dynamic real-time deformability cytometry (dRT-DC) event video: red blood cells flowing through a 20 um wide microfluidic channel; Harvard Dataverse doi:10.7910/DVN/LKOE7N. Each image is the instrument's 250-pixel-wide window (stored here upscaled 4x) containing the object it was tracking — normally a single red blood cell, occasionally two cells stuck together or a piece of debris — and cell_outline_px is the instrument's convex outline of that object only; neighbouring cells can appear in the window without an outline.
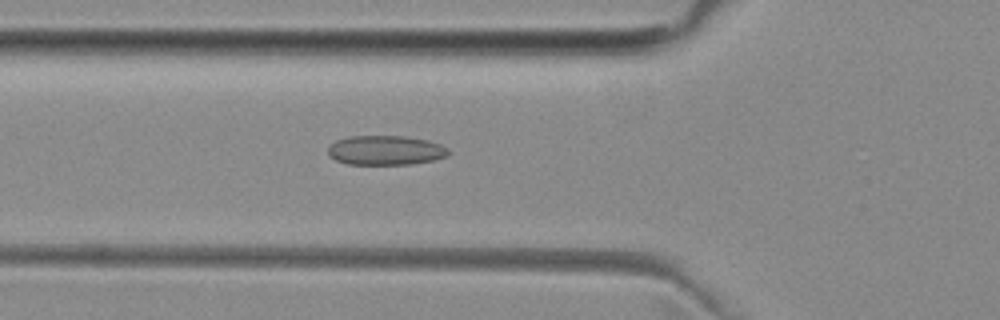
{"species": "common noctule bat (a hibernating species)", "species_latin": "Nyctalus noctula", "temperature_condition": "room temperature", "stored_images_in_passage": 44, "camera_frame_rate_fps": 3000, "um_per_image_px": 0.085, "animal": {"sex": "female", "body_mass_g": 29.2, "forearm_length_mm": 56.3}, "frame": {"image": 1, "passage_image": 11, "time_ms": 3.333, "image_size_px": [1000, 320], "cell_outline_px": [[452, 152], [448, 156], [432, 160], [412, 164], [348, 164], [336, 160], [328, 156], [328, 148], [336, 140], [348, 136], [404, 136], [428, 140], [440, 144], [448, 148]], "centroid_in_image_um": [32.79, 12.77], "position_along_channel_um": 93.0, "area_um2": 20.81}}
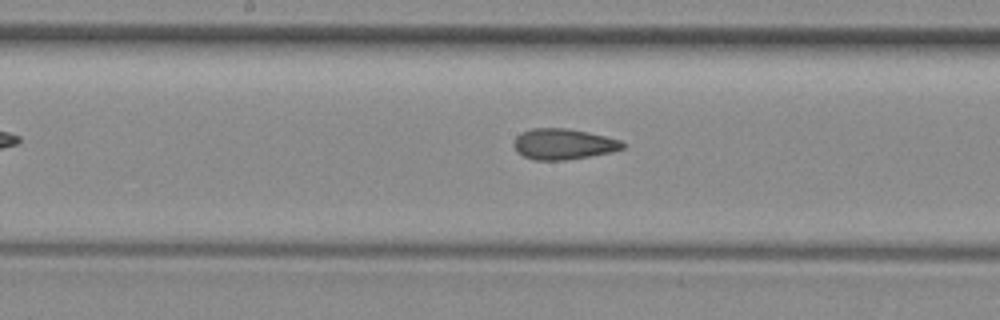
{"frame": {"image": 2, "passage_image": 19, "time_ms": 6.0, "image_size_px": [1000, 320], "cell_outline_px": [[624, 148], [612, 152], [564, 160], [536, 160], [524, 156], [516, 152], [512, 144], [516, 136], [520, 132], [532, 128], [568, 128], [588, 132], [620, 140], [624, 144]], "centroid_in_image_um": [47.84, 12.24], "position_along_channel_um": 200.4, "area_um2": 19.54}}
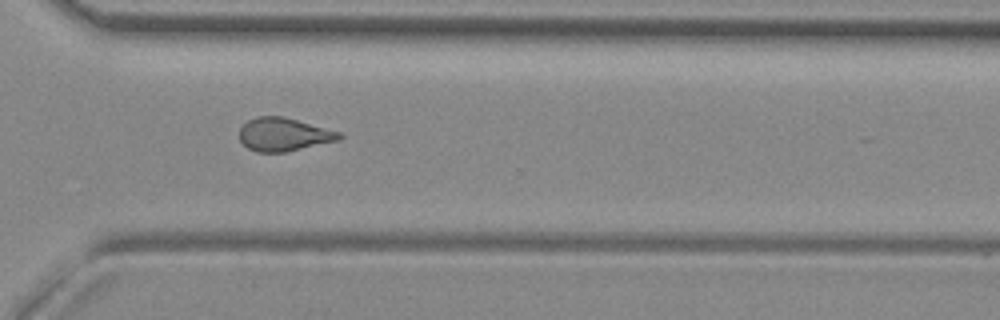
{"frame": {"image": 3, "passage_image": 30, "time_ms": 9.667, "image_size_px": [1000, 320], "cell_outline_px": [[344, 136], [340, 140], [284, 152], [256, 152], [248, 148], [240, 140], [240, 128], [248, 120], [256, 116], [284, 116], [340, 132]], "centroid_in_image_um": [24.12, 11.42], "position_along_channel_um": 346.5, "area_um2": 19.31}, "authors_computed_cell_mechanics": {"area_um2": 19.5364, "velocity_mm_per_s": 4.0064, "shape_relaxation_time_tau1_ms": null, "shape_relaxation_time_tau2_ms": 3.8752, "deformation_change_tau1": null, "deformation_change_tau2": 0.1062}}